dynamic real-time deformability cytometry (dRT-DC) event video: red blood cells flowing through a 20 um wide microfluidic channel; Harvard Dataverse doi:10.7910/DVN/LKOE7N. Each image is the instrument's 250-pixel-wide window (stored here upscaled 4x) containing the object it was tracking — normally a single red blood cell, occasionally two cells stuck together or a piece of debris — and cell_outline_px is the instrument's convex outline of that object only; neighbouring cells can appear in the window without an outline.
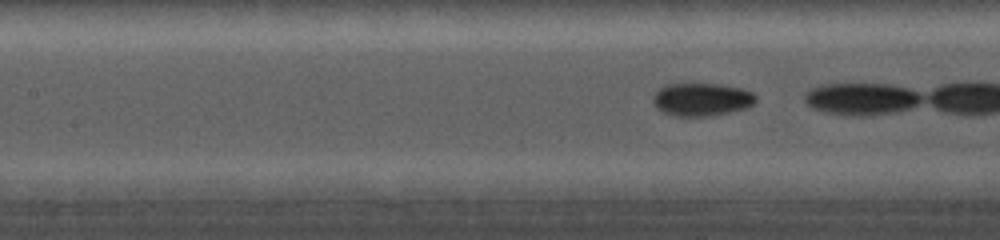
{"species": "common noctule bat (a hibernating species)", "species_latin": "Nyctalus noctula", "temperature_condition": "cold", "stored_images_in_passage": 17, "camera_frame_rate_fps": 5000, "um_per_image_px": 0.085, "animal": {"sex": "female", "body_mass_g": 19.0, "forearm_length_mm": 56.7}, "frame": {"image": 1, "passage_image": 10, "time_ms": 1.8, "image_size_px": [1000, 240], "cell_outline_px": [[756, 100], [748, 108], [732, 112], [708, 116], [676, 116], [664, 112], [656, 108], [652, 100], [652, 96], [664, 84], [720, 84], [744, 88], [752, 92], [756, 96]], "centroid_in_image_um": [59.66, 8.45], "position_along_channel_um": 147.7, "area_um2": 19.94}}